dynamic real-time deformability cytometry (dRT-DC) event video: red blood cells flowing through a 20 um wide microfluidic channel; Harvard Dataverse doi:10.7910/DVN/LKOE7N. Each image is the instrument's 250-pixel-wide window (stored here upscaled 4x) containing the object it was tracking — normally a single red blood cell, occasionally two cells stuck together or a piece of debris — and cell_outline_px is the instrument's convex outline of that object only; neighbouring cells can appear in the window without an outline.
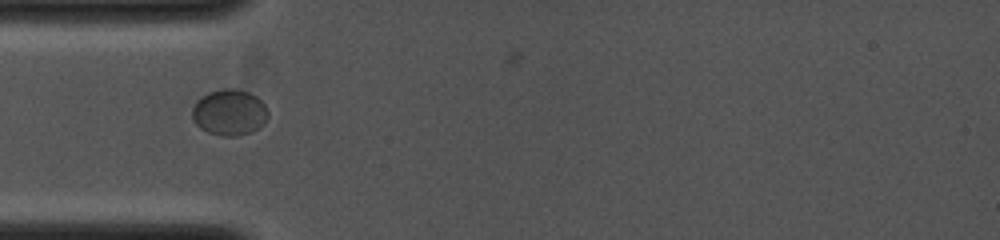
{"species": "common noctule bat (a hibernating species)", "species_latin": "Nyctalus noctula", "temperature_condition": "cold", "stored_images_in_passage": 16, "camera_frame_rate_fps": 4000, "um_per_image_px": 0.085, "animal": {"sex": "female", "body_mass_g": 19.0, "forearm_length_mm": 53.3}, "frame": {"image": 1, "passage_image": 1, "time_ms": 0.0, "image_size_px": [1000, 240], "cell_outline_px": [[268, 116], [264, 124], [260, 128], [236, 136], [224, 136], [208, 132], [200, 128], [192, 120], [192, 108], [196, 100], [200, 96], [208, 92], [224, 88], [236, 88], [248, 92], [256, 96], [264, 104], [268, 112]], "centroid_in_image_um": [19.48, 9.54], "position_along_channel_um": 65.5, "area_um2": 20.52}}